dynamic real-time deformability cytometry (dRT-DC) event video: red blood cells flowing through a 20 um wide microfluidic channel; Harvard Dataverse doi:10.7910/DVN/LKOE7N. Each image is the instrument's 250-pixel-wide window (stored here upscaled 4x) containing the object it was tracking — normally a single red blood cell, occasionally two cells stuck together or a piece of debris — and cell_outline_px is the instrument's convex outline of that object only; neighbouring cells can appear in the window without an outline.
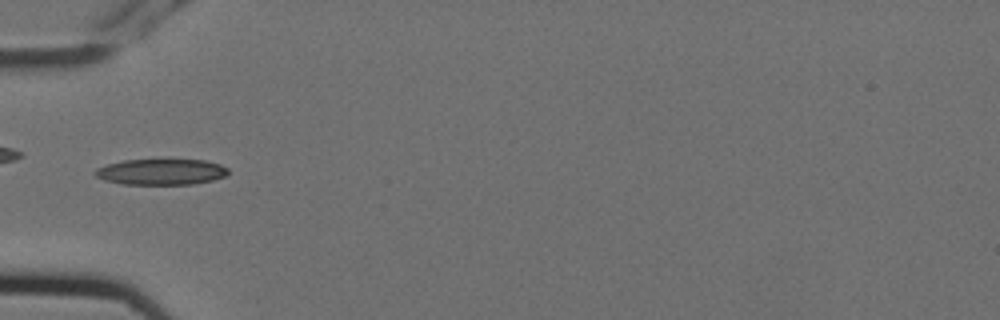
{"species": "Egyptian fruit bat (a non-hibernating species)", "species_latin": "Rousettus aegyptiacus", "temperature_condition": "cold", "stored_images_in_passage": 6, "camera_frame_rate_fps": 3000, "um_per_image_px": 0.085, "animal": {"sex": "female"}, "frame": {"image": 1, "passage_image": 6, "time_ms": 1.667, "image_size_px": [1000, 320], "cell_outline_px": [[228, 172], [224, 176], [212, 180], [192, 184], [120, 184], [104, 180], [96, 176], [92, 172], [96, 168], [108, 164], [124, 160], [204, 160], [220, 164], [228, 168]], "centroid_in_image_um": [13.66, 14.61], "position_along_channel_um": 71.3, "area_um2": 20.0}}